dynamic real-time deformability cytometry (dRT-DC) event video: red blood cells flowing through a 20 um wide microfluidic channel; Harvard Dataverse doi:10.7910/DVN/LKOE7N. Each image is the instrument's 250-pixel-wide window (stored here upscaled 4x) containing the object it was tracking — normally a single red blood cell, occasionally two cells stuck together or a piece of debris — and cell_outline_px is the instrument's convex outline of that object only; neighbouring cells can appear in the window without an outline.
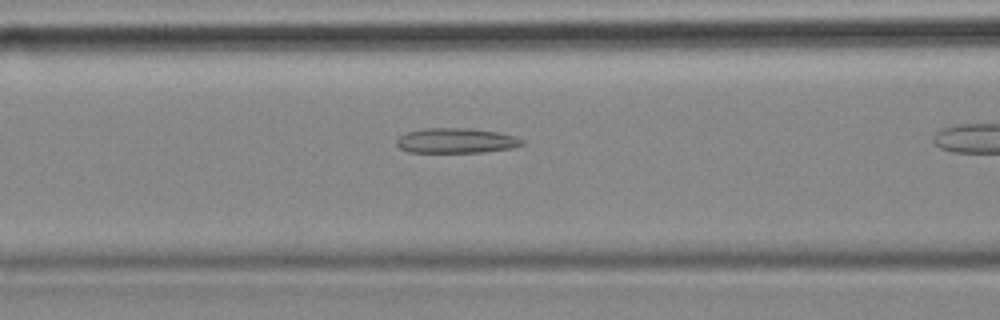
{"species": "common noctule bat (a hibernating species)", "species_latin": "Nyctalus noctula", "temperature_condition": "cold", "stored_images_in_passage": 18, "camera_frame_rate_fps": 3000, "um_per_image_px": 0.085, "animal": {"sex": "female", "body_mass_g": 18.4}, "frame": {"image": 1, "passage_image": 16, "time_ms": 5.0, "image_size_px": [1000, 320], "cell_outline_px": [[524, 144], [512, 148], [484, 152], [408, 152], [400, 148], [396, 144], [396, 140], [400, 136], [408, 132], [424, 128], [468, 128], [496, 132], [516, 136], [524, 140]], "centroid_in_image_um": [38.78, 11.96], "position_along_channel_um": 127.8, "area_um2": 18.26}}